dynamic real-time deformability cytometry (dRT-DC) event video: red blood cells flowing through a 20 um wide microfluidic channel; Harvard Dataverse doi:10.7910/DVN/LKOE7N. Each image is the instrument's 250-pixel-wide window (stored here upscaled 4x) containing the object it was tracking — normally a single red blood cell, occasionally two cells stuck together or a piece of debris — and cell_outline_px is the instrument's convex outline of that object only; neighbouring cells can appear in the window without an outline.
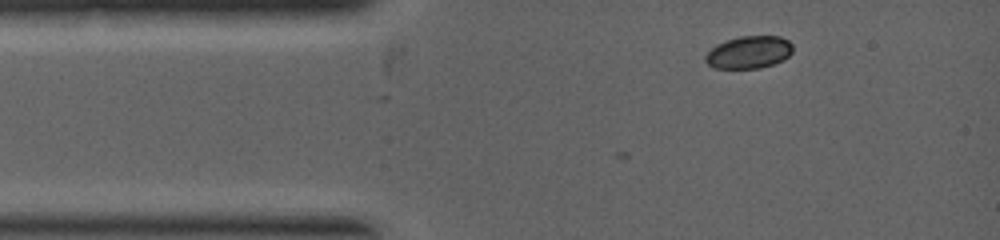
{"species": "common noctule bat (a hibernating species)", "species_latin": "Nyctalus noctula", "temperature_condition": "warm", "stored_images_in_passage": 3, "camera_frame_rate_fps": 5000, "um_per_image_px": 0.085, "animal": {"sex": "female", "body_mass_g": 19.0, "forearm_length_mm": 53.3}, "frame": {"image": 1, "passage_image": 1, "time_ms": 0.0, "image_size_px": [1000, 240], "cell_outline_px": [[792, 52], [784, 60], [760, 68], [716, 68], [708, 64], [704, 60], [704, 56], [716, 44], [740, 36], [780, 36], [788, 40], [792, 44]], "centroid_in_image_um": [63.66, 4.44], "position_along_channel_um": 21.3, "area_um2": 16.47}}
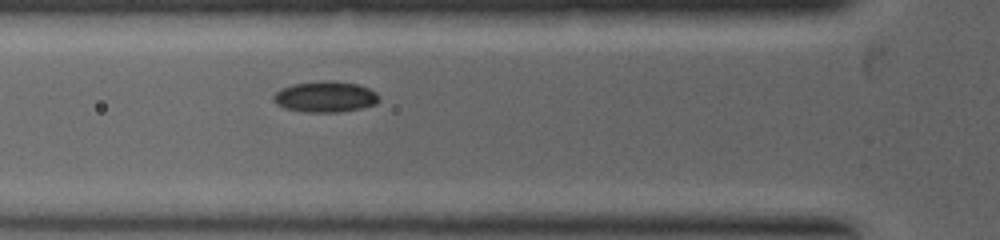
{"frame": {"image": 2, "passage_image": 3, "time_ms": 1.6, "image_size_px": [1000, 240], "cell_outline_px": [[380, 100], [376, 104], [360, 108], [340, 112], [304, 112], [284, 108], [276, 104], [272, 100], [272, 96], [276, 92], [292, 84], [328, 80], [332, 80], [356, 84], [368, 88], [376, 92], [380, 96]], "centroid_in_image_um": [27.65, 8.23], "position_along_channel_um": 98.1, "area_um2": 19.07}}